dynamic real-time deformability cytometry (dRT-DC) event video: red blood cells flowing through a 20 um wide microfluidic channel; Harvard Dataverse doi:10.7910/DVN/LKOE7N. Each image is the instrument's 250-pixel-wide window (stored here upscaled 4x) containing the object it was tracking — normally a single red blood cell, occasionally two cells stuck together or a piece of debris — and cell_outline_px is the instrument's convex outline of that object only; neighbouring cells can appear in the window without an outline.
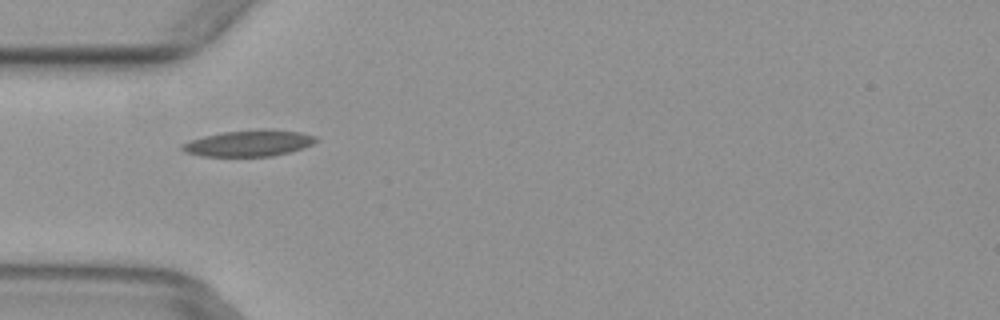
{"species": "common noctule bat (a hibernating species)", "species_latin": "Nyctalus noctula", "temperature_condition": "warm", "stored_images_in_passage": 4, "camera_frame_rate_fps": 3000, "um_per_image_px": 0.085, "animal": {"sex": "female", "body_mass_g": 29.2, "forearm_length_mm": 56.3}, "frame": {"image": 1, "passage_image": 2, "time_ms": 0.333, "image_size_px": [1000, 320], "cell_outline_px": [[316, 140], [312, 144], [288, 152], [272, 156], [200, 156], [184, 152], [180, 148], [180, 144], [204, 136], [220, 132], [260, 128], [264, 128], [300, 132], [316, 136]], "centroid_in_image_um": [21.1, 12.16], "position_along_channel_um": 63.9, "area_um2": 20.52}}
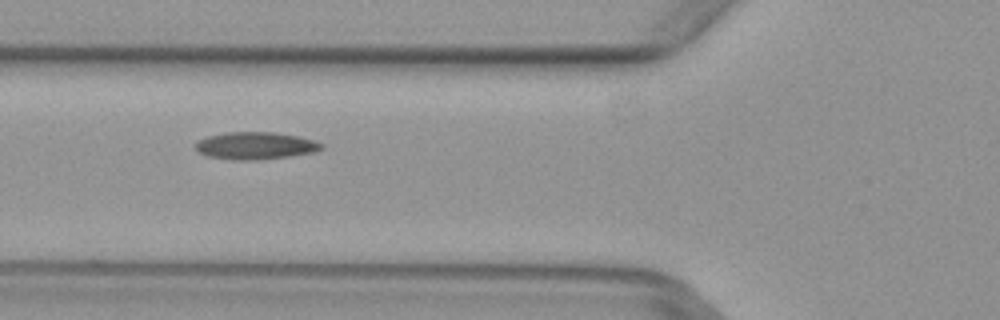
{"frame": {"image": 2, "passage_image": 3, "time_ms": 0.667, "image_size_px": [1000, 320], "cell_outline_px": [[324, 148], [312, 152], [288, 156], [256, 160], [232, 160], [208, 156], [200, 152], [196, 148], [196, 144], [200, 140], [208, 136], [224, 132], [276, 132], [300, 136], [316, 140], [324, 144]], "centroid_in_image_um": [21.76, 12.37], "position_along_channel_um": 104.0, "area_um2": 20.06}}